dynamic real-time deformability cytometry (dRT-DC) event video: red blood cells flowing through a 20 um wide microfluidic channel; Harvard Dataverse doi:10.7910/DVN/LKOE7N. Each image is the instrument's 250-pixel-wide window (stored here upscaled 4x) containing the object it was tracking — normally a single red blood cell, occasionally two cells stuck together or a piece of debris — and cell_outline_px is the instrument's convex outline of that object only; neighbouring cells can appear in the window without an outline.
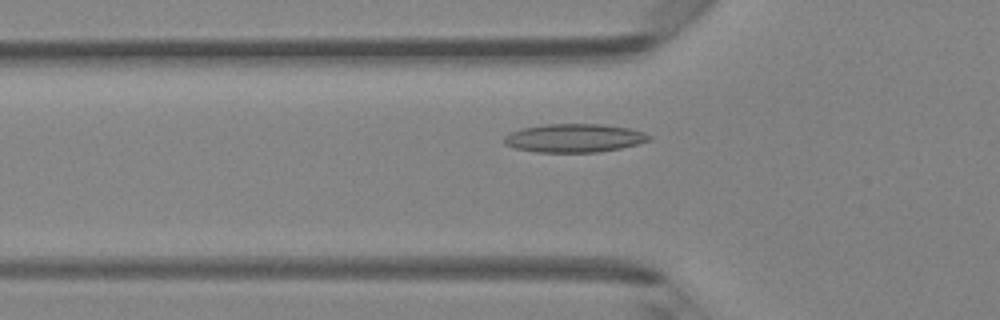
{"species": "Egyptian fruit bat (a non-hibernating species)", "species_latin": "Rousettus aegyptiacus", "temperature_condition": "room temperature", "stored_images_in_passage": 45, "camera_frame_rate_fps": 3000, "um_per_image_px": 0.085, "animal": {"sex": "female"}, "frame": {"image": 1, "passage_image": 15, "time_ms": 4.667, "image_size_px": [1000, 320], "cell_outline_px": [[652, 140], [620, 148], [600, 152], [536, 152], [516, 148], [504, 144], [504, 136], [512, 132], [524, 128], [544, 124], [600, 124], [632, 128], [644, 132], [652, 136]], "centroid_in_image_um": [48.86, 11.73], "position_along_channel_um": 76.9, "area_um2": 24.04}}
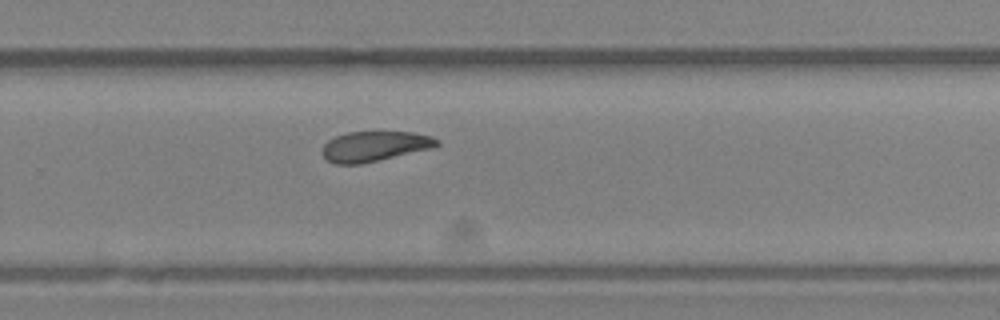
{"frame": {"image": 2, "passage_image": 30, "time_ms": 9.667, "image_size_px": [1000, 320], "cell_outline_px": [[440, 144], [432, 148], [360, 164], [336, 164], [328, 160], [320, 152], [324, 144], [328, 140], [336, 136], [348, 132], [412, 132], [432, 136], [440, 140]], "centroid_in_image_um": [31.84, 12.43], "position_along_channel_um": 298.0, "area_um2": 20.06}}
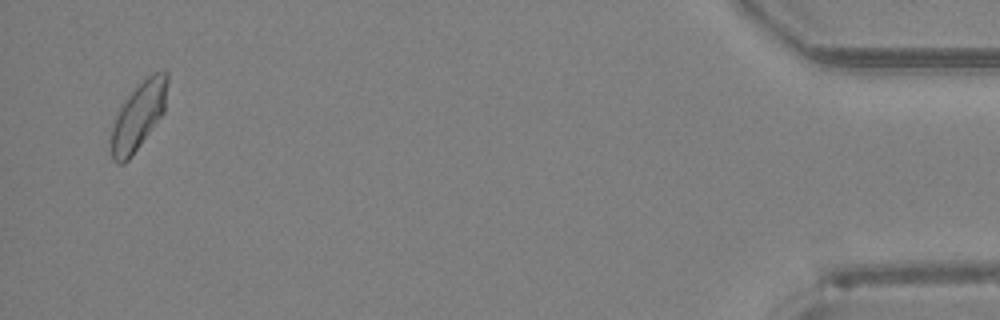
{"frame": {"image": 3, "passage_image": 44, "time_ms": 14.333, "image_size_px": [1000, 320], "cell_outline_px": [[168, 80], [164, 112], [132, 156], [124, 164], [116, 164], [112, 160], [112, 128], [120, 104], [152, 72], [164, 68], [168, 72]], "centroid_in_image_um": [11.79, 9.83], "position_along_channel_um": 423.4, "area_um2": 22.02}}